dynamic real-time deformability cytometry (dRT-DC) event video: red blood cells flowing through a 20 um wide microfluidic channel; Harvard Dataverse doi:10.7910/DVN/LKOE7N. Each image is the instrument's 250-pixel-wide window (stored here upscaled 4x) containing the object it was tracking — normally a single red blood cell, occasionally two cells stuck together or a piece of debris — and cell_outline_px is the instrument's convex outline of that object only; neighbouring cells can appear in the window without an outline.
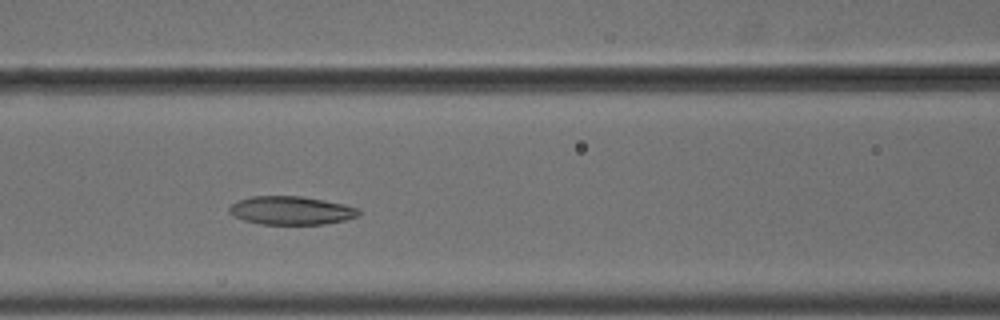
{"species": "common noctule bat (a hibernating species)", "species_latin": "Nyctalus noctula", "temperature_condition": "cold", "stored_images_in_passage": 9, "camera_frame_rate_fps": 3000, "um_per_image_px": 0.085, "animal": {"sex": "male", "body_mass_g": 18.8}, "frame": {"image": 1, "passage_image": 6, "time_ms": 1.667, "image_size_px": [1000, 320], "cell_outline_px": [[360, 216], [344, 220], [324, 224], [260, 224], [244, 220], [232, 216], [228, 212], [228, 208], [232, 204], [240, 200], [252, 196], [300, 196], [324, 200], [344, 204], [360, 208]], "centroid_in_image_um": [24.76, 17.89], "position_along_channel_um": 141.8, "area_um2": 21.5}}
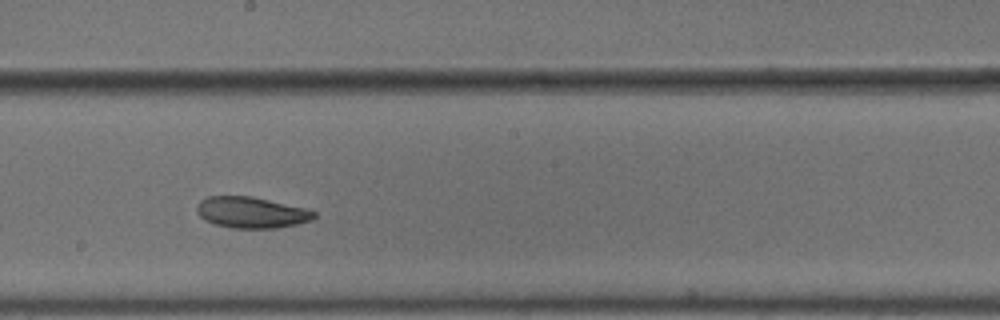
{"frame": {"image": 2, "passage_image": 8, "time_ms": 2.333, "image_size_px": [1000, 320], "cell_outline_px": [[316, 216], [312, 220], [296, 224], [276, 228], [232, 228], [212, 224], [204, 220], [196, 212], [196, 208], [200, 200], [208, 196], [252, 196], [304, 208], [316, 212]], "centroid_in_image_um": [21.33, 18.06], "position_along_channel_um": 226.9, "area_um2": 21.33}}
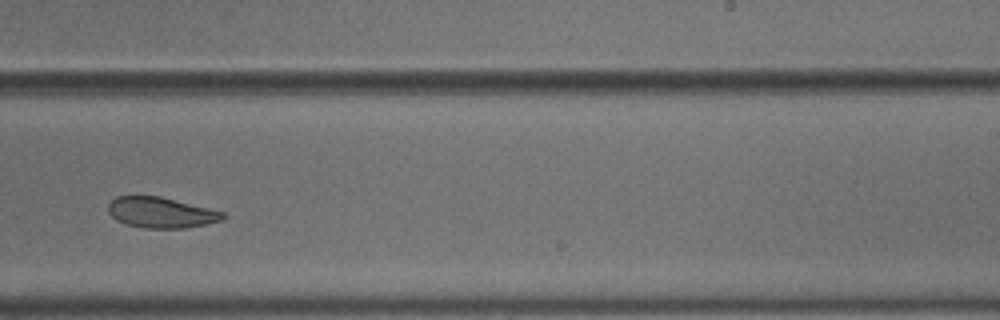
{"frame": {"image": 3, "passage_image": 9, "time_ms": 2.667, "image_size_px": [1000, 320], "cell_outline_px": [[224, 216], [220, 220], [208, 224], [184, 228], [144, 228], [124, 224], [116, 220], [108, 212], [108, 204], [116, 196], [160, 196], [224, 212]], "centroid_in_image_um": [13.64, 18.07], "position_along_channel_um": 275.4, "area_um2": 20.4}}